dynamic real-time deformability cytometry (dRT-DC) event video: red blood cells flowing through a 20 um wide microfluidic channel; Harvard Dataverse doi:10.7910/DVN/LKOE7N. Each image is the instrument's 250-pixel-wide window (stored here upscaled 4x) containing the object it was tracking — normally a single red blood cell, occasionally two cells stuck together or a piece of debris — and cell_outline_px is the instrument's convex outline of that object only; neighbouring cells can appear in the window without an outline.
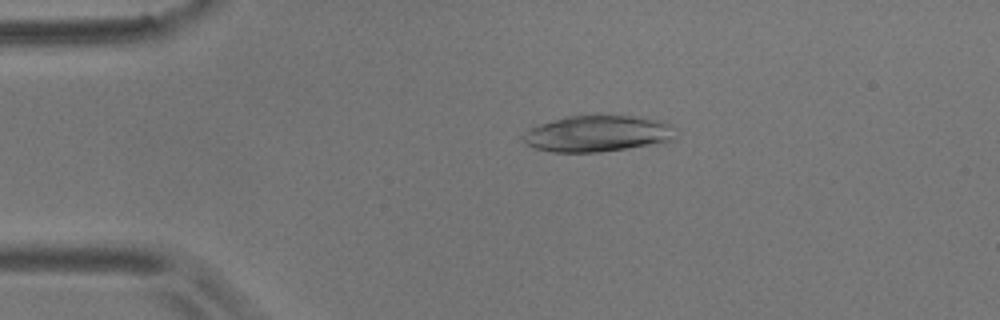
{"species": "common noctule bat (a hibernating species)", "species_latin": "Nyctalus noctula", "temperature_condition": "room temperature", "stored_images_in_passage": 37, "camera_frame_rate_fps": 3000, "um_per_image_px": 0.085, "animal": {"sex": "male", "body_mass_g": 17.9}, "frame": {"image": 1, "passage_image": 4, "time_ms": 1.0, "image_size_px": [1000, 320], "cell_outline_px": [[676, 136], [672, 140], [660, 144], [600, 152], [552, 152], [532, 148], [520, 136], [532, 128], [540, 124], [568, 116], [596, 112], [640, 116], [660, 120], [672, 124]], "centroid_in_image_um": [50.87, 11.32], "position_along_channel_um": 34.1, "area_um2": 33.47}}
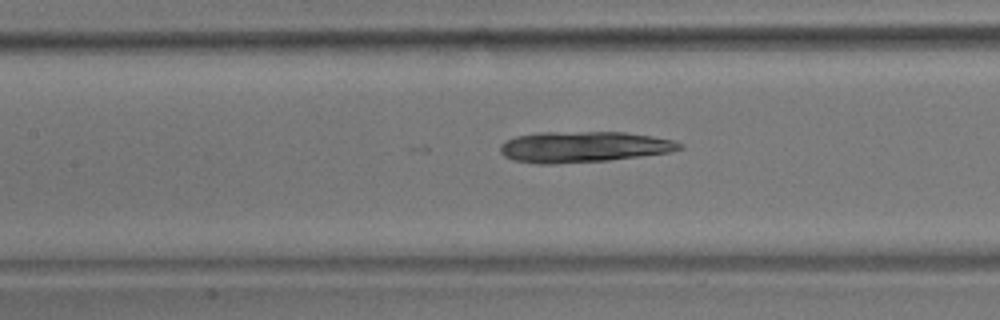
{"frame": {"image": 2, "passage_image": 18, "time_ms": 5.667, "image_size_px": [1000, 320], "cell_outline_px": [[684, 148], [672, 152], [608, 160], [552, 164], [536, 164], [512, 160], [504, 156], [500, 152], [500, 144], [504, 140], [516, 136], [536, 132], [624, 132], [652, 136], [676, 140], [684, 144]], "centroid_in_image_um": [49.6, 12.48], "position_along_channel_um": 157.8, "area_um2": 32.71}}
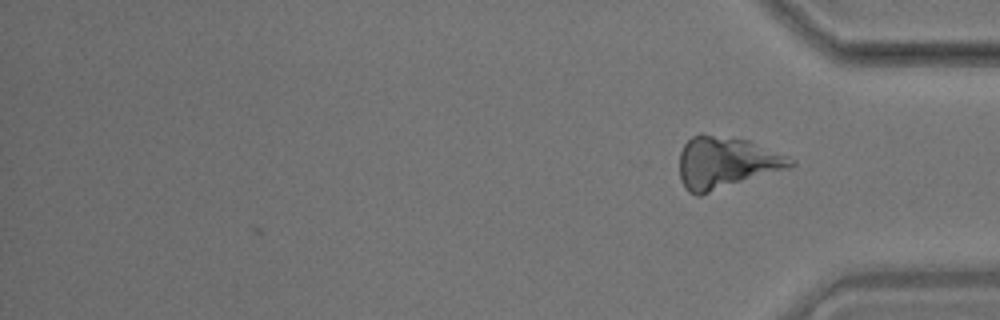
{"frame": {"image": 3, "passage_image": 37, "time_ms": 12.0, "image_size_px": [1000, 320], "cell_outline_px": [[796, 164], [792, 168], [700, 196], [696, 196], [688, 192], [684, 188], [680, 180], [680, 152], [684, 144], [692, 136], [700, 132], [748, 140], [796, 160]], "centroid_in_image_um": [61.71, 13.85], "position_along_channel_um": 373.5, "area_um2": 34.16}}